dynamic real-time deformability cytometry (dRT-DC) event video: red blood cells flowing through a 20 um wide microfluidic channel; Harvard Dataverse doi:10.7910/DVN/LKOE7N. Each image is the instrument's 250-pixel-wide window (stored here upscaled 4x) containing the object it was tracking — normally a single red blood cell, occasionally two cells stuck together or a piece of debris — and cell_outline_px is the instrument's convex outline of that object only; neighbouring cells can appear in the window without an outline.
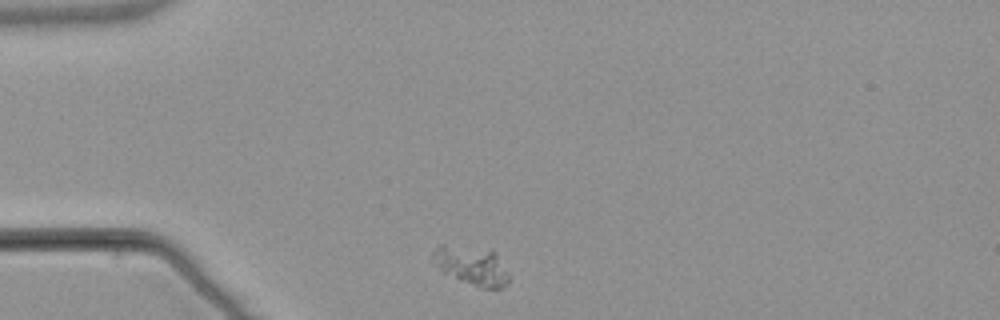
{"species": "common noctule bat (a hibernating species)", "species_latin": "Nyctalus noctula", "temperature_condition": "warm", "stored_images_in_passage": 35, "camera_frame_rate_fps": 3000, "um_per_image_px": 0.085, "animal": {"sex": "male", "body_mass_g": 21.5, "forearm_length_mm": 52.0}, "frame": {"image": 1, "passage_image": 1, "time_ms": 0.0, "image_size_px": [1000, 320], "cell_outline_px": [[508, 280], [500, 288], [480, 288], [460, 280], [444, 272], [432, 260], [432, 252], [440, 244], [444, 244], [492, 248], [496, 252], [508, 276]], "centroid_in_image_um": [40.07, 22.53], "position_along_channel_um": 44.9, "area_um2": 17.22}}
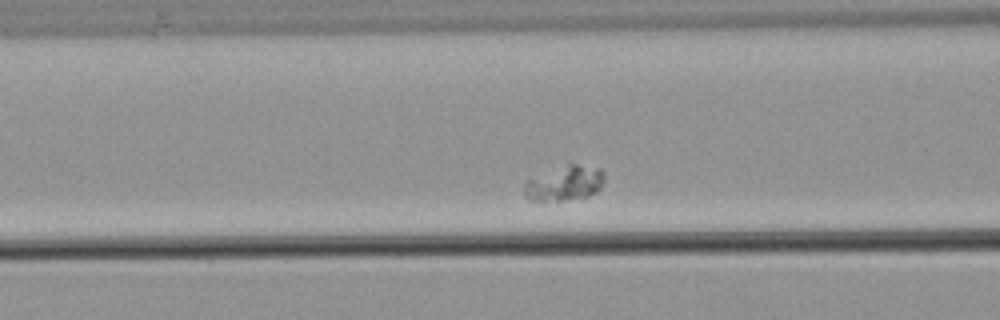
{"frame": {"image": 2, "passage_image": 10, "time_ms": 3.0, "image_size_px": [1000, 320], "cell_outline_px": [[604, 180], [600, 188], [596, 192], [588, 196], [560, 200], [528, 200], [524, 196], [524, 184], [528, 180], [568, 160], [572, 160], [600, 168], [604, 176]], "centroid_in_image_um": [48.01, 15.5], "position_along_channel_um": 118.6, "area_um2": 16.88}}
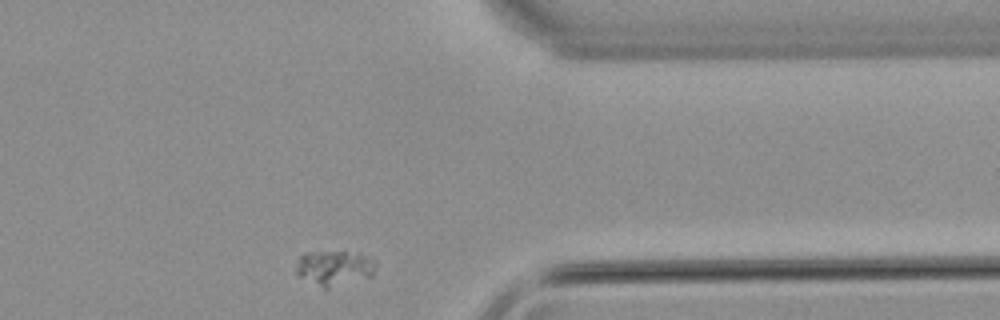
{"frame": {"image": 3, "passage_image": 34, "time_ms": 11.0, "image_size_px": [1000, 320], "cell_outline_px": [[376, 268], [372, 276], [328, 288], [324, 288], [296, 276], [296, 264], [300, 256], [304, 252], [360, 252], [376, 260]], "centroid_in_image_um": [28.42, 22.76], "position_along_channel_um": 383.0, "area_um2": 16.47}}